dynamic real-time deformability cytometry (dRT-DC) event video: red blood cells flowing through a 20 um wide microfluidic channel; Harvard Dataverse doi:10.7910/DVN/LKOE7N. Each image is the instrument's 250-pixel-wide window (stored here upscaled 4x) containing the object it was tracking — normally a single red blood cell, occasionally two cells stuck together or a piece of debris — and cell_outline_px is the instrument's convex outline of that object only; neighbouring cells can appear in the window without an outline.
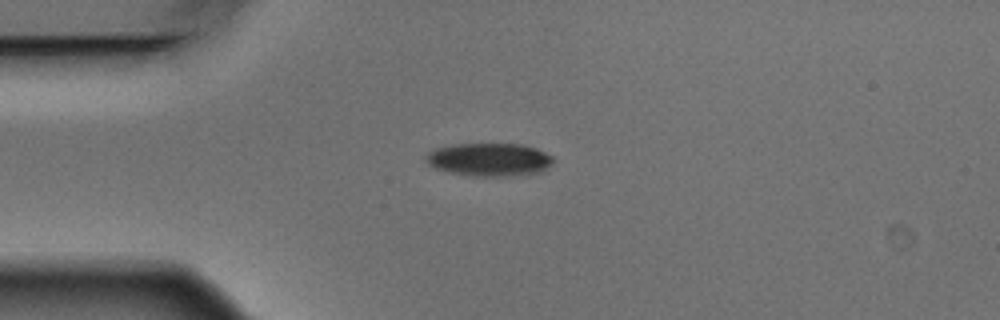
{"species": "Egyptian fruit bat (a non-hibernating species)", "species_latin": "Rousettus aegyptiacus", "temperature_condition": "warm", "stored_images_in_passage": 5, "camera_frame_rate_fps": 3000, "um_per_image_px": 0.085, "animal": {"sex": "male"}, "frame": {"image": 1, "passage_image": 4, "time_ms": 1.0, "image_size_px": [1000, 320], "cell_outline_px": [[556, 160], [552, 164], [540, 172], [508, 176], [472, 176], [448, 172], [436, 168], [428, 164], [424, 160], [424, 156], [428, 152], [436, 148], [452, 144], [520, 144], [536, 148], [552, 156]], "centroid_in_image_um": [41.57, 13.56], "position_along_channel_um": 43.4, "area_um2": 24.68}}